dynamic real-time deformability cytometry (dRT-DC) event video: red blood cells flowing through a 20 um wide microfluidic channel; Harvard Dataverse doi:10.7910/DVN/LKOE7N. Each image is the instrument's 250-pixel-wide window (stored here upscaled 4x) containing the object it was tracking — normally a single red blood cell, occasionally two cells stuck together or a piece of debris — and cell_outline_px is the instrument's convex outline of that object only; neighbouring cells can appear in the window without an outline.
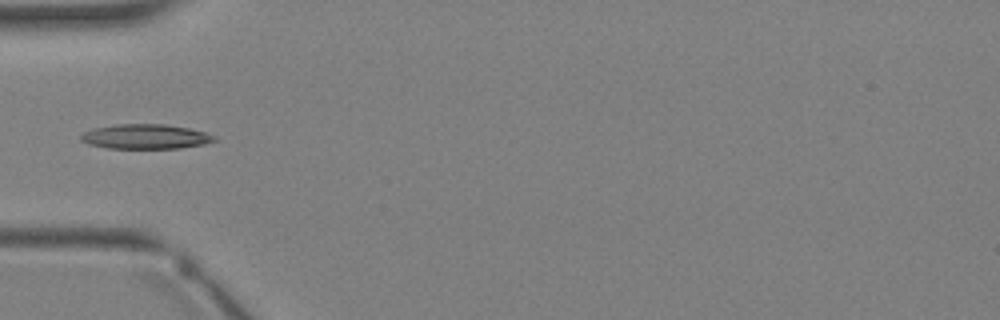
{"species": "Egyptian fruit bat (a non-hibernating species)", "species_latin": "Rousettus aegyptiacus", "temperature_condition": "warm", "stored_images_in_passage": 4, "camera_frame_rate_fps": 3000, "um_per_image_px": 0.085, "animal": {"sex": "female"}, "frame": {"image": 1, "passage_image": 4, "time_ms": 3.667, "image_size_px": [1000, 320], "cell_outline_px": [[216, 140], [204, 144], [180, 148], [108, 148], [88, 144], [80, 140], [80, 136], [84, 132], [92, 128], [116, 124], [164, 124], [188, 128], [204, 132], [216, 136]], "centroid_in_image_um": [12.34, 11.61], "position_along_channel_um": 72.7, "area_um2": 19.19}}